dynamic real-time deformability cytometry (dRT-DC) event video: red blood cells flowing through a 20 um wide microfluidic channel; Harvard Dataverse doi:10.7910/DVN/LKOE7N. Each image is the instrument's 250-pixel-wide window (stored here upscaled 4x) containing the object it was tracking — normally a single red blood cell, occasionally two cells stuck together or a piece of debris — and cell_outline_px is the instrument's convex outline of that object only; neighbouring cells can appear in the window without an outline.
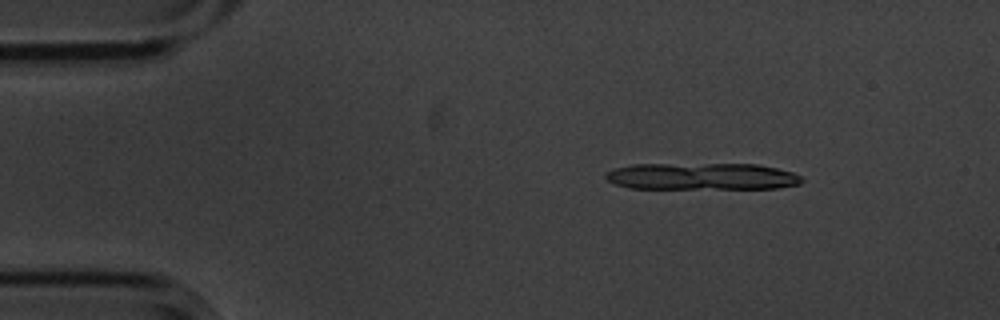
{"species": "common noctule bat (a hibernating species)", "species_latin": "Nyctalus noctula", "temperature_condition": "cold", "stored_images_in_passage": 10, "camera_frame_rate_fps": 3000, "um_per_image_px": 0.085, "animal": {"sex": "male", "body_mass_g": 20.1, "forearm_length_mm": 53.5}, "frame": {"image": 1, "passage_image": 5, "time_ms": 1.333, "image_size_px": [1000, 320], "cell_outline_px": [[804, 180], [800, 184], [776, 188], [628, 188], [616, 184], [608, 180], [604, 176], [604, 172], [616, 168], [632, 164], [756, 164], [776, 168], [792, 172], [800, 176]], "centroid_in_image_um": [59.64, 14.99], "position_along_channel_um": 25.4, "area_um2": 30.63}}